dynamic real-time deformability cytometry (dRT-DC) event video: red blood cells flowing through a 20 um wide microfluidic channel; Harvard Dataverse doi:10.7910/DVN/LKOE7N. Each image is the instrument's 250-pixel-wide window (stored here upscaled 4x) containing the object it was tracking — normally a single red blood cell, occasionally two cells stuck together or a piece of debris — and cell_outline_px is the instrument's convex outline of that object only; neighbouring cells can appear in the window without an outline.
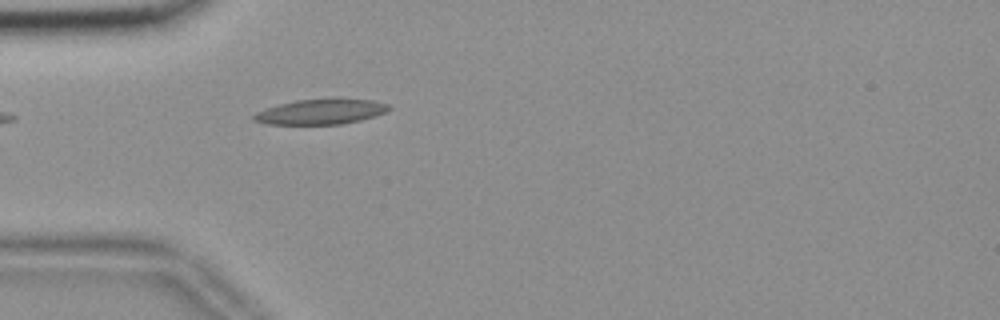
{"species": "common noctule bat (a hibernating species)", "species_latin": "Nyctalus noctula", "temperature_condition": "room temperature", "stored_images_in_passage": 4, "camera_frame_rate_fps": 3000, "um_per_image_px": 0.085, "animal": {"sex": "female", "body_mass_g": 18.4}, "frame": {"image": 1, "passage_image": 1, "time_ms": 0.0, "image_size_px": [1000, 320], "cell_outline_px": [[392, 108], [376, 116], [360, 120], [340, 124], [268, 124], [252, 120], [252, 116], [256, 112], [280, 104], [296, 100], [332, 96], [372, 100], [388, 104]], "centroid_in_image_um": [27.31, 9.46], "position_along_channel_um": 57.7, "area_um2": 20.35}}